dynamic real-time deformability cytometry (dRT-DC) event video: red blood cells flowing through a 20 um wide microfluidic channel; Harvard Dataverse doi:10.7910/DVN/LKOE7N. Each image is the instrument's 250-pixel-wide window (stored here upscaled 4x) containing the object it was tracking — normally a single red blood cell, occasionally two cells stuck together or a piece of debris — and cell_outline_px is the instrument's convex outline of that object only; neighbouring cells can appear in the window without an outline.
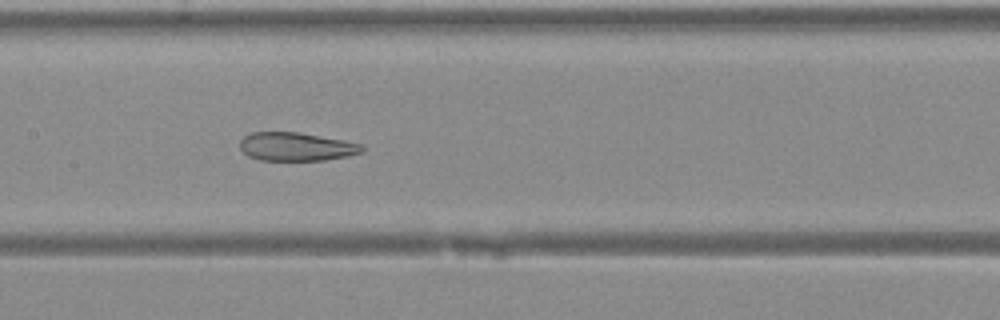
{"species": "Egyptian fruit bat (a non-hibernating species)", "species_latin": "Rousettus aegyptiacus", "temperature_condition": "warm", "stored_images_in_passage": 26, "camera_frame_rate_fps": 3000, "um_per_image_px": 0.085, "animal": {"sex": "female"}, "frame": {"image": 1, "passage_image": 9, "time_ms": 2.667, "image_size_px": [1000, 320], "cell_outline_px": [[364, 152], [348, 156], [324, 160], [260, 160], [248, 156], [240, 148], [240, 140], [244, 136], [252, 132], [296, 132], [340, 140], [360, 144], [364, 148]], "centroid_in_image_um": [25.15, 12.47], "position_along_channel_um": 182.3, "area_um2": 20.0}}
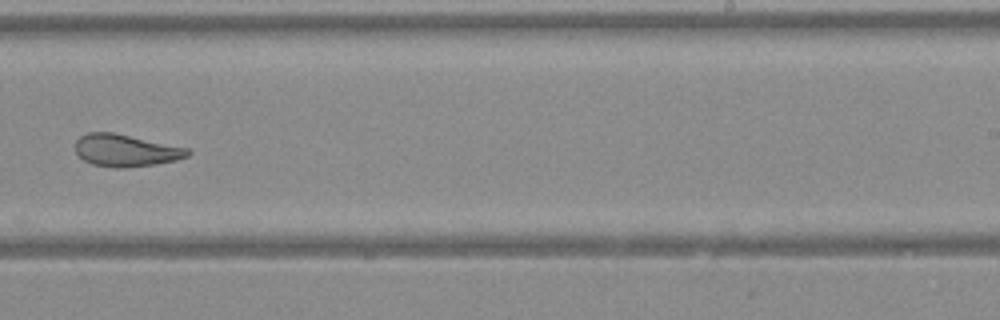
{"frame": {"image": 2, "passage_image": 15, "time_ms": 4.667, "image_size_px": [1000, 320], "cell_outline_px": [[192, 152], [188, 156], [176, 160], [156, 164], [124, 168], [116, 168], [92, 164], [84, 160], [76, 152], [76, 140], [80, 136], [88, 132], [112, 132], [188, 148]], "centroid_in_image_um": [10.69, 12.79], "position_along_channel_um": 278.3, "area_um2": 20.98}}
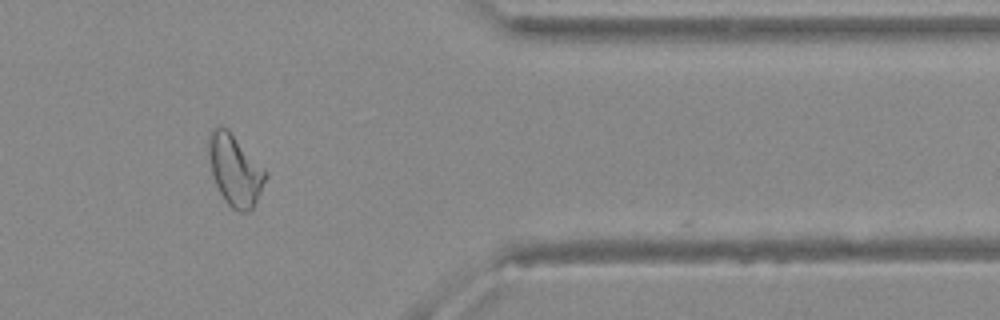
{"frame": {"image": 3, "passage_image": 23, "time_ms": 7.333, "image_size_px": [1000, 320], "cell_outline_px": [[268, 176], [252, 208], [248, 212], [240, 212], [232, 208], [224, 200], [216, 184], [212, 172], [208, 156], [208, 136], [216, 128], [228, 128], [264, 168]], "centroid_in_image_um": [19.98, 14.47], "position_along_channel_um": 391.4, "area_um2": 23.24}}